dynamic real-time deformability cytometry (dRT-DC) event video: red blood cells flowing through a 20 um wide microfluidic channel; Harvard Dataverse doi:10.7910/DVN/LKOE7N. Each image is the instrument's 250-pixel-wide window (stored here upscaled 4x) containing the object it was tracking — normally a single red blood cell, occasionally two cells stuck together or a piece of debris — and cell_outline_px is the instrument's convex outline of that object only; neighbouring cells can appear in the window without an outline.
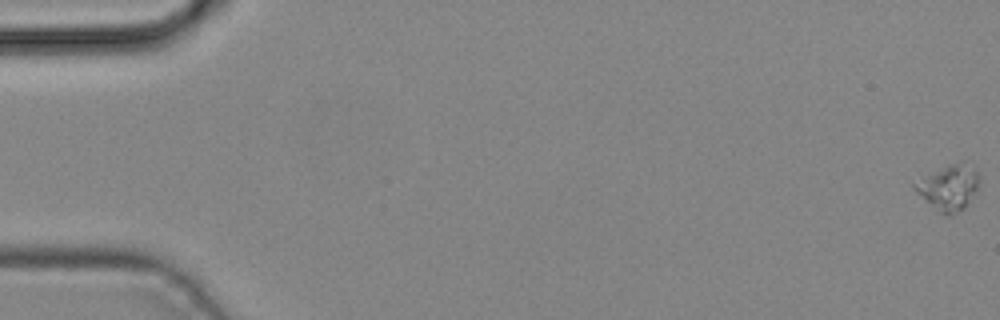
{"species": "common noctule bat (a hibernating species)", "species_latin": "Nyctalus noctula", "temperature_condition": "cold", "stored_images_in_passage": 48, "camera_frame_rate_fps": 3000, "um_per_image_px": 0.085, "animal": {"sex": "male", "body_mass_g": 19.2, "forearm_length_mm": 51.8}, "frame": {"image": 1, "passage_image": 1, "time_ms": 0.0, "image_size_px": [1000, 320], "cell_outline_px": [[980, 180], [976, 188], [964, 208], [948, 216], [940, 212], [916, 192], [912, 188], [912, 184], [948, 164], [956, 164], [976, 172]], "centroid_in_image_um": [80.59, 15.99], "position_along_channel_um": 4.4, "area_um2": 15.78}}
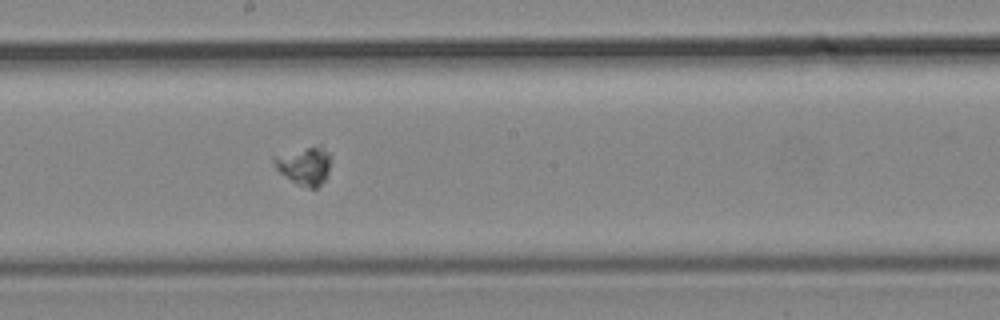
{"frame": {"image": 2, "passage_image": 27, "time_ms": 8.667, "image_size_px": [1000, 320], "cell_outline_px": [[328, 172], [324, 180], [316, 188], [308, 188], [292, 180], [280, 172], [276, 168], [272, 160], [272, 156], [308, 148], [320, 148], [328, 152]], "centroid_in_image_um": [25.83, 14.12], "position_along_channel_um": 222.4, "area_um2": 11.73}}
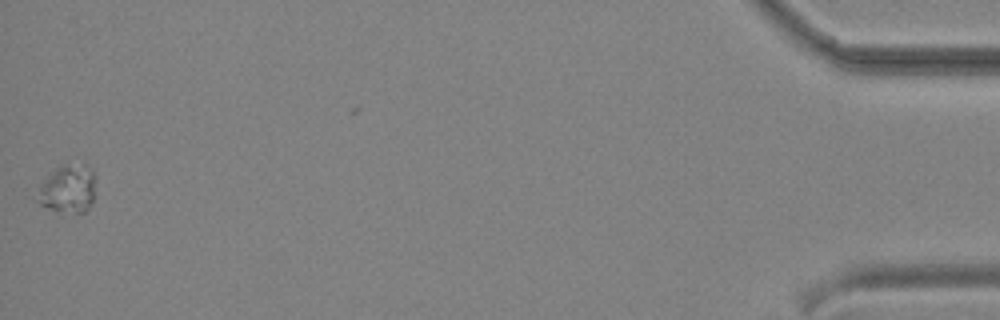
{"frame": {"image": 3, "passage_image": 47, "time_ms": 15.333, "image_size_px": [1000, 320], "cell_outline_px": [[96, 180], [92, 200], [88, 208], [84, 212], [76, 212], [48, 208], [40, 204], [36, 200], [40, 188], [48, 176], [56, 168], [64, 164], [84, 160], [92, 168], [96, 176]], "centroid_in_image_um": [5.85, 15.96], "position_along_channel_um": 429.3, "area_um2": 16.42}}